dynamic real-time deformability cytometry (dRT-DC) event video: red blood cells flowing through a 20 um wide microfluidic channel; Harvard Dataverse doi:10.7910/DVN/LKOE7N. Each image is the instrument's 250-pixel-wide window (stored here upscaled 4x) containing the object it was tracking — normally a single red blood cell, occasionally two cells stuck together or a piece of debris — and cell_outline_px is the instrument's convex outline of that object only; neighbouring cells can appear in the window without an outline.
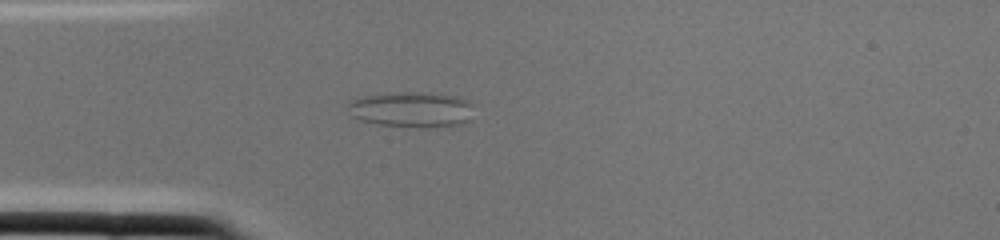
{"species": "common noctule bat (a hibernating species)", "species_latin": "Nyctalus noctula", "temperature_condition": "cold", "stored_images_in_passage": 2, "camera_frame_rate_fps": 3000, "um_per_image_px": 0.085, "animal": {"sex": "female", "body_mass_g": 22.0, "forearm_length_mm": 56.7}, "frame": {"image": 1, "passage_image": 2, "time_ms": 0.333, "image_size_px": [1000, 240], "cell_outline_px": [[472, 120], [464, 124], [376, 124], [360, 120], [352, 116], [348, 104], [352, 100], [364, 96], [392, 92], [408, 92], [460, 96], [468, 100], [472, 104]], "centroid_in_image_um": [35.01, 9.25], "position_along_channel_um": 50.0, "area_um2": 24.97}}